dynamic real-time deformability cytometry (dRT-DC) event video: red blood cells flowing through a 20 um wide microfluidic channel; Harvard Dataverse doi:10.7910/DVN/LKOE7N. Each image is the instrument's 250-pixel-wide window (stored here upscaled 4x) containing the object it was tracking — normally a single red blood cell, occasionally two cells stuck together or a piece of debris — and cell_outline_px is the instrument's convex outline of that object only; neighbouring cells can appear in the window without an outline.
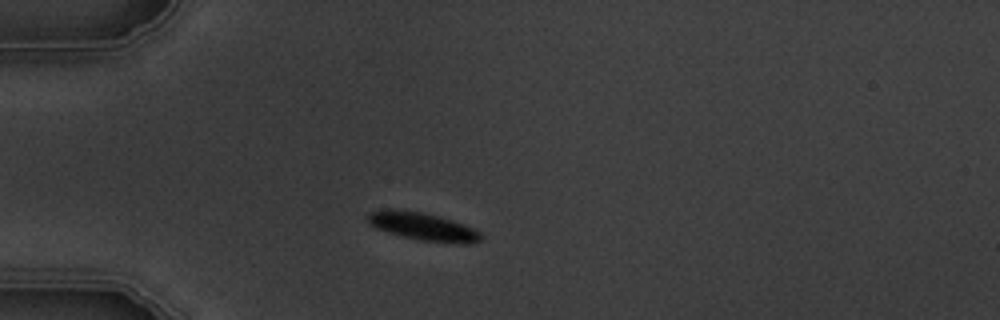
{"species": "common noctule bat (a hibernating species)", "species_latin": "Nyctalus noctula", "temperature_condition": "warm", "stored_images_in_passage": 2, "camera_frame_rate_fps": 3000, "um_per_image_px": 0.085, "animal": {"sex": "male", "body_mass_g": 19.5, "forearm_length_mm": 54.6}, "frame": {"image": 1, "passage_image": 2, "time_ms": 2.0, "image_size_px": [1000, 320], "cell_outline_px": [[480, 240], [472, 244], [456, 244], [420, 240], [388, 232], [376, 228], [368, 224], [368, 216], [372, 212], [384, 208], [388, 208], [420, 212], [452, 220], [464, 224], [480, 232]], "centroid_in_image_um": [35.95, 19.26], "position_along_channel_um": 49.0, "area_um2": 18.21}}